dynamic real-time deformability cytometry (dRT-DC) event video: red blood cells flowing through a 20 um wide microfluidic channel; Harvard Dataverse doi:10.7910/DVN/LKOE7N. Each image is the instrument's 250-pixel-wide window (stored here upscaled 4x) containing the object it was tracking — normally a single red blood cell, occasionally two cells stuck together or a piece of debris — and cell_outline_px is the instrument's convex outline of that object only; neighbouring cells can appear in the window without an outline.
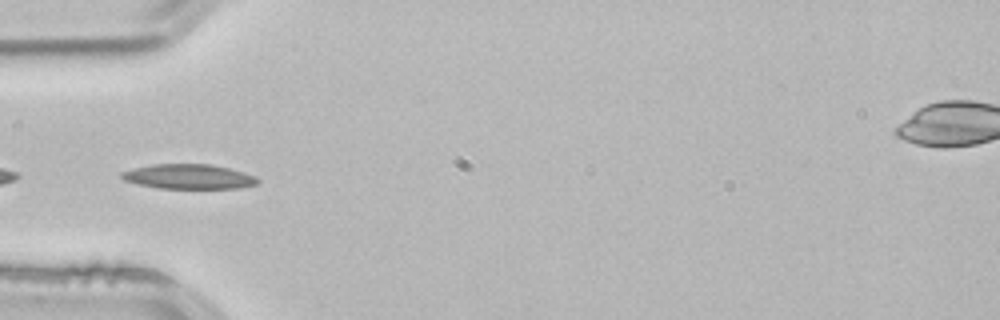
{"species": "common noctule bat (a hibernating species)", "species_latin": "Nyctalus noctula", "temperature_condition": "room temperature", "stored_images_in_passage": 4, "camera_frame_rate_fps": 3000, "um_per_image_px": 0.085, "animal": {"sex": "male", "body_mass_g": 21.5, "forearm_length_mm": 52.0}, "frame": {"image": 1, "passage_image": 4, "time_ms": 1.0, "image_size_px": [1000, 320], "cell_outline_px": [[260, 180], [256, 184], [240, 188], [160, 188], [140, 184], [124, 180], [120, 176], [120, 172], [152, 164], [212, 164], [244, 172], [256, 176]], "centroid_in_image_um": [16.07, 15.0], "position_along_channel_um": 68.9, "area_um2": 19.48}}